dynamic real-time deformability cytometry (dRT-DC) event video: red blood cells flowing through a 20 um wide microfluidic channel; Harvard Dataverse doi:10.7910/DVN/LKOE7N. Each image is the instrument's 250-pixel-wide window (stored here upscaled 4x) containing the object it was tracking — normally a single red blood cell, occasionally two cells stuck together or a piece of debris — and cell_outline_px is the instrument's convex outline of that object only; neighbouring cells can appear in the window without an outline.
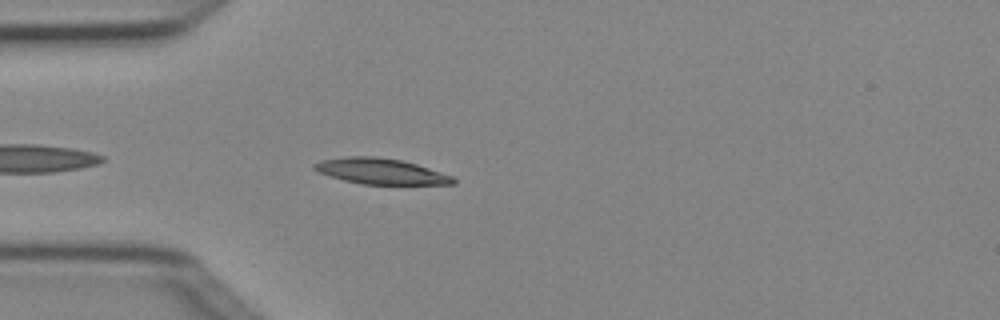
{"species": "Egyptian fruit bat (a non-hibernating species)", "species_latin": "Rousettus aegyptiacus", "temperature_condition": "cold", "stored_images_in_passage": 3, "camera_frame_rate_fps": 3000, "um_per_image_px": 0.085, "animal": {"sex": "female"}, "frame": {"image": 1, "passage_image": 3, "time_ms": 0.667, "image_size_px": [1000, 320], "cell_outline_px": [[456, 184], [360, 184], [328, 176], [312, 168], [312, 164], [320, 160], [348, 156], [372, 156], [400, 160], [416, 164], [452, 176], [456, 180]], "centroid_in_image_um": [32.32, 14.56], "position_along_channel_um": 52.7, "area_um2": 20.69}}